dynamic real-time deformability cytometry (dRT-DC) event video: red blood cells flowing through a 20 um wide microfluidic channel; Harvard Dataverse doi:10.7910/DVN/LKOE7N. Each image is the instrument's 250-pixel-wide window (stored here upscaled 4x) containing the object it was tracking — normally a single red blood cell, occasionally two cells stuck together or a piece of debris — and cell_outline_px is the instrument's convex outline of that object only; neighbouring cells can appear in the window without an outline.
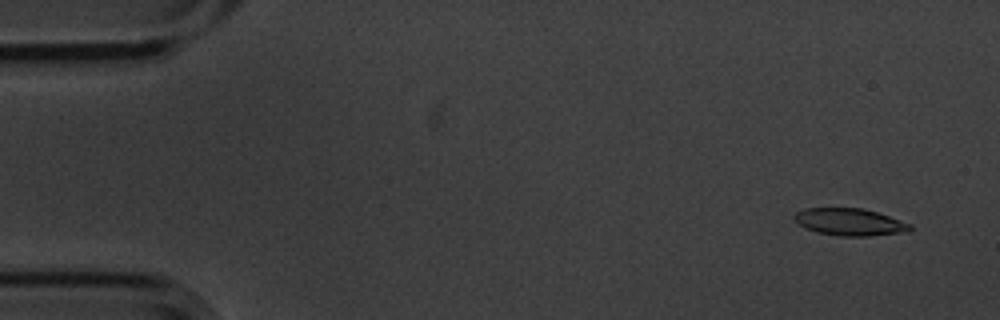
{"species": "common noctule bat (a hibernating species)", "species_latin": "Nyctalus noctula", "temperature_condition": "cold", "stored_images_in_passage": 8, "camera_frame_rate_fps": 3000, "um_per_image_px": 0.085, "animal": {"sex": "male", "body_mass_g": 20.1, "forearm_length_mm": 53.5}, "frame": {"image": 1, "passage_image": 1, "time_ms": 0.0, "image_size_px": [1000, 320], "cell_outline_px": [[912, 232], [868, 236], [840, 236], [816, 232], [804, 228], [792, 216], [796, 212], [804, 208], [860, 208], [876, 212], [912, 224]], "centroid_in_image_um": [72.25, 18.88], "position_along_channel_um": 12.8, "area_um2": 18.44}}
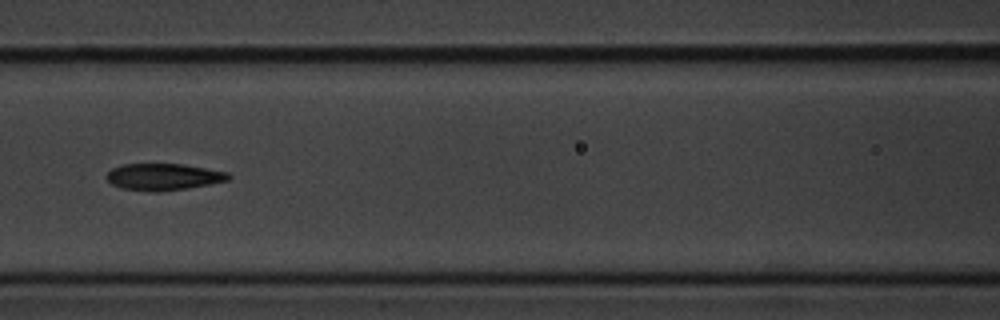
{"frame": {"image": 2, "passage_image": 7, "time_ms": 2.0, "image_size_px": [1000, 320], "cell_outline_px": [[232, 176], [228, 180], [188, 188], [160, 192], [152, 192], [120, 188], [112, 184], [104, 176], [112, 168], [124, 164], [184, 164], [228, 172]], "centroid_in_image_um": [13.88, 15.03], "position_along_channel_um": 152.7, "area_um2": 19.07}}
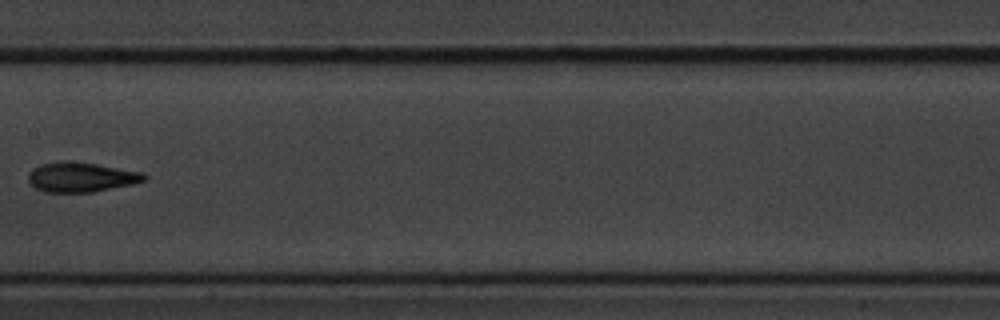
{"frame": {"image": 3, "passage_image": 8, "time_ms": 2.333, "image_size_px": [1000, 320], "cell_outline_px": [[148, 176], [144, 180], [132, 184], [92, 192], [48, 192], [36, 188], [28, 180], [28, 172], [32, 168], [40, 164], [64, 160], [68, 160], [96, 164], [144, 172]], "centroid_in_image_um": [6.88, 15.04], "position_along_channel_um": 200.5, "area_um2": 20.11}}